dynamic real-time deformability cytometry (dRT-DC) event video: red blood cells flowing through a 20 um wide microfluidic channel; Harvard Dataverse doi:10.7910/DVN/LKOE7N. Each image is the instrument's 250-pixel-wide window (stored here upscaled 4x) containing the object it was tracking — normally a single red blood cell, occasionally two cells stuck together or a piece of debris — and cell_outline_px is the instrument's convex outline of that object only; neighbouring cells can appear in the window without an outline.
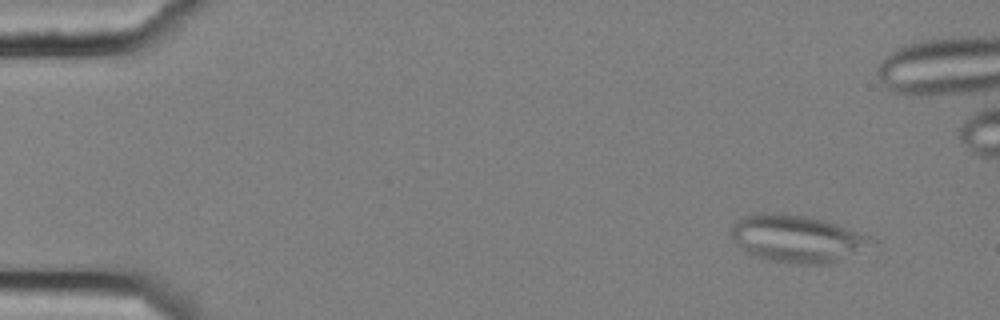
{"species": "common noctule bat (a hibernating species)", "species_latin": "Nyctalus noctula", "temperature_condition": "cold", "stored_images_in_passage": 7, "camera_frame_rate_fps": 3000, "um_per_image_px": 0.085, "animal": {"sex": "female", "body_mass_g": 25.1}, "frame": {"image": 1, "passage_image": 2, "time_ms": 0.333, "image_size_px": [1000, 320], "cell_outline_px": [[876, 244], [832, 264], [796, 264], [768, 260], [752, 256], [736, 244], [728, 232], [732, 224], [736, 220], [744, 216], [760, 212], [784, 212], [808, 216], [824, 220], [836, 224], [868, 236], [876, 240]], "centroid_in_image_um": [67.7, 20.28], "position_along_channel_um": 17.3, "area_um2": 39.3}}